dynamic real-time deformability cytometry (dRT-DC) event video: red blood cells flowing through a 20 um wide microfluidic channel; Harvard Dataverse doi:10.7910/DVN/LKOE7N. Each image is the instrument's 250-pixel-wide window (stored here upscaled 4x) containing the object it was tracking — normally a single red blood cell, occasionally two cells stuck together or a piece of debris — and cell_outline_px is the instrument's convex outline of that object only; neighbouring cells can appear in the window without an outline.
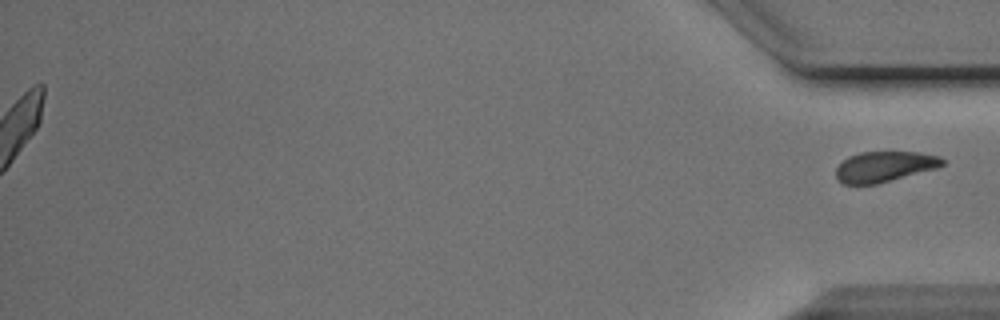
{"species": "Egyptian fruit bat (a non-hibernating species)", "species_latin": "Rousettus aegyptiacus", "temperature_condition": "cold", "stored_images_in_passage": 53, "segment_of_instrument_passage": [2, 2], "camera_frame_rate_fps": 3000, "um_per_image_px": 0.085, "animal": {"sex": "male"}, "frame": {"image": 1, "passage_image": 53, "time_ms": 17.333, "image_size_px": [1000, 320], "cell_outline_px": [[944, 164], [936, 168], [876, 184], [844, 184], [836, 176], [836, 168], [848, 156], [860, 152], [916, 152], [940, 156], [944, 160]], "centroid_in_image_um": [75.17, 14.15], "position_along_channel_um": 360.0, "area_um2": 18.67}}